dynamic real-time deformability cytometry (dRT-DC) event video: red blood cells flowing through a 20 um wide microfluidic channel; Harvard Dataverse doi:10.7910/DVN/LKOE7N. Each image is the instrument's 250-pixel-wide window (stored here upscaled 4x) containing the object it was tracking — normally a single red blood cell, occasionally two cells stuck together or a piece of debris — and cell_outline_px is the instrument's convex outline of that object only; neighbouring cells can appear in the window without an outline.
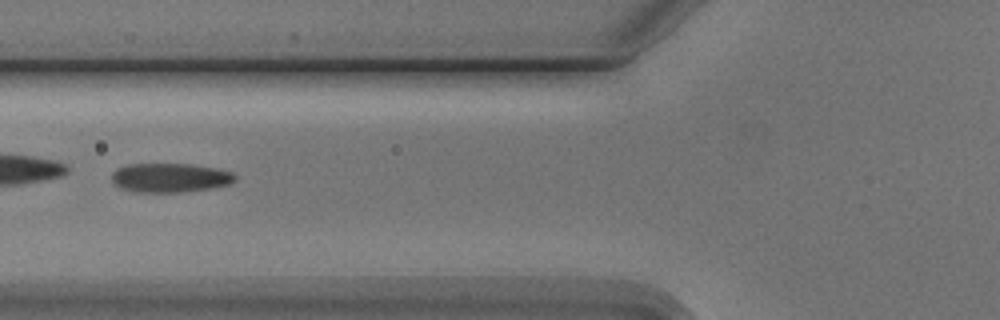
{"species": "Egyptian fruit bat (a non-hibernating species)", "species_latin": "Rousettus aegyptiacus", "temperature_condition": "cold", "stored_images_in_passage": 3, "camera_frame_rate_fps": 3000, "um_per_image_px": 0.085, "animal": {"sex": "male"}, "frame": {"image": 1, "passage_image": 3, "time_ms": 2.333, "image_size_px": [1000, 320], "cell_outline_px": [[236, 180], [228, 184], [212, 188], [184, 192], [132, 192], [120, 188], [112, 184], [112, 172], [116, 168], [128, 164], [192, 164], [216, 168], [232, 172], [236, 176]], "centroid_in_image_um": [14.42, 15.11], "position_along_channel_um": 111.4, "area_um2": 21.21}}